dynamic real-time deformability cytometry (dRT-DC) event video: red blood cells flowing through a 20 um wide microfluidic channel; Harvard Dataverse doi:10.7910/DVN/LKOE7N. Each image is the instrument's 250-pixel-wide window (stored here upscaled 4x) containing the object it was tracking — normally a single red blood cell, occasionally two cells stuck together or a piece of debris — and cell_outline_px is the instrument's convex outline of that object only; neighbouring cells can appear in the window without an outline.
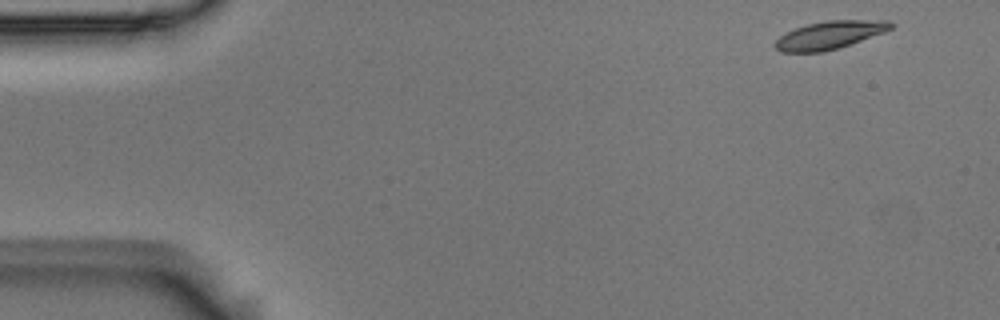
{"species": "Egyptian fruit bat (a non-hibernating species)", "species_latin": "Rousettus aegyptiacus", "temperature_condition": "room temperature", "stored_images_in_passage": 51, "camera_frame_rate_fps": 3000, "um_per_image_px": 0.085, "animal": {"sex": "male"}, "frame": {"image": 1, "passage_image": 1, "time_ms": 0.0, "image_size_px": [1000, 320], "cell_outline_px": [[896, 24], [892, 28], [884, 32], [824, 52], [780, 52], [772, 44], [780, 36], [796, 28], [808, 24], [828, 20], [888, 20]], "centroid_in_image_um": [70.51, 2.97], "position_along_channel_um": 14.5, "area_um2": 18.61}}
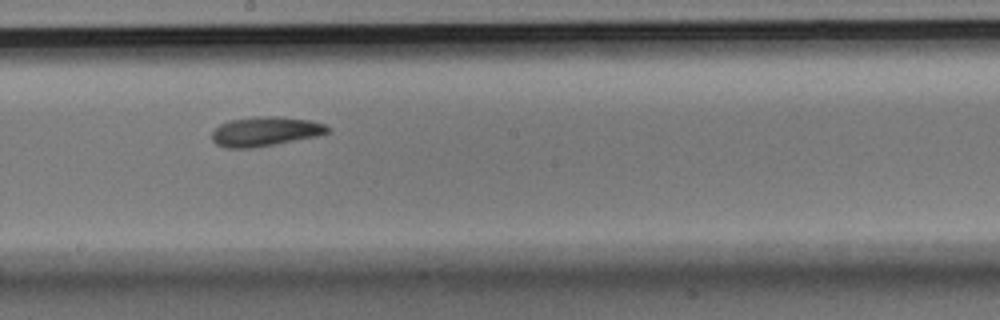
{"frame": {"image": 2, "passage_image": 27, "time_ms": 8.667, "image_size_px": [1000, 320], "cell_outline_px": [[328, 132], [316, 136], [252, 148], [224, 148], [216, 144], [212, 140], [212, 132], [220, 124], [228, 120], [256, 116], [276, 116], [308, 120], [324, 124], [328, 128]], "centroid_in_image_um": [22.47, 11.17], "position_along_channel_um": 225.7, "area_um2": 19.65}}
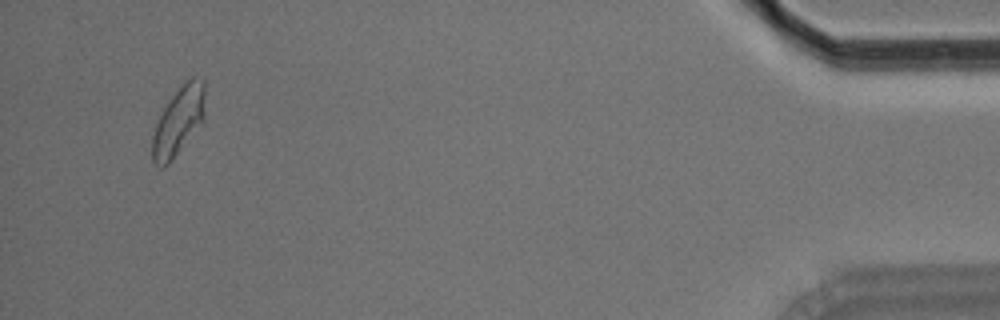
{"frame": {"image": 3, "passage_image": 49, "time_ms": 16.0, "image_size_px": [1000, 320], "cell_outline_px": [[204, 124], [172, 160], [164, 168], [160, 168], [152, 160], [152, 136], [156, 124], [164, 108], [172, 96], [192, 76], [204, 80]], "centroid_in_image_um": [15.19, 10.36], "position_along_channel_um": 420.0, "area_um2": 21.1}, "authors_computed_cell_mechanics": {"area_um2": 19.2474, "velocity_mm_per_s": 3.6904, "shape_relaxation_time_tau1_ms": 5.1741, "shape_relaxation_time_tau2_ms": 5.5437, "deformation_change_tau1": 0.1441, "deformation_change_tau2": 0.1112}}